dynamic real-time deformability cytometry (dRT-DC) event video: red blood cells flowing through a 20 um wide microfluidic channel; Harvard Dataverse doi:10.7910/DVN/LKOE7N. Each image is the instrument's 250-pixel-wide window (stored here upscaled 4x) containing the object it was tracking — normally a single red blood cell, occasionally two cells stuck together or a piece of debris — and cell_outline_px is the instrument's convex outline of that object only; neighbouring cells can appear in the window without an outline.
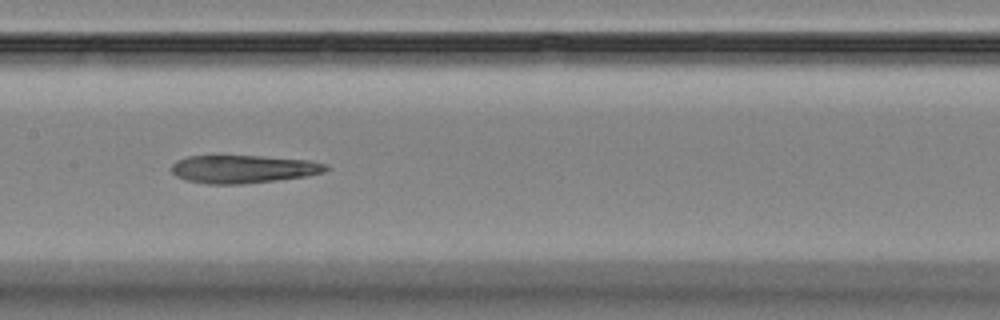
{"species": "Egyptian fruit bat (a non-hibernating species)", "species_latin": "Rousettus aegyptiacus", "temperature_condition": "room temperature", "stored_images_in_passage": 7, "camera_frame_rate_fps": 3000, "um_per_image_px": 0.085, "animal": {"sex": "female"}, "frame": {"image": 1, "passage_image": 6, "time_ms": 7.0, "image_size_px": [1000, 320], "cell_outline_px": [[328, 168], [324, 172], [308, 176], [276, 180], [240, 184], [208, 184], [188, 180], [176, 176], [172, 172], [172, 164], [176, 160], [188, 156], [260, 156], [308, 160], [328, 164]], "centroid_in_image_um": [20.69, 14.37], "position_along_channel_um": 186.7, "area_um2": 25.09}}
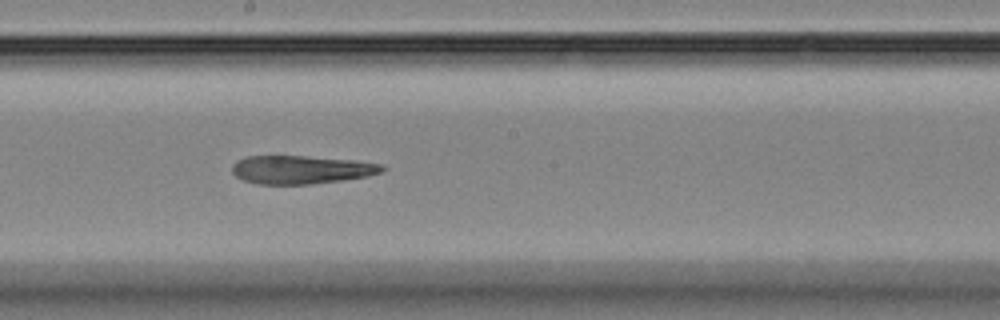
{"frame": {"image": 2, "passage_image": 7, "time_ms": 8.0, "image_size_px": [1000, 320], "cell_outline_px": [[388, 168], [380, 172], [368, 176], [344, 180], [312, 184], [256, 184], [244, 180], [236, 176], [232, 172], [232, 164], [236, 160], [244, 156], [308, 156], [352, 160], [380, 164]], "centroid_in_image_um": [25.57, 14.42], "position_along_channel_um": 222.6, "area_um2": 24.85}}